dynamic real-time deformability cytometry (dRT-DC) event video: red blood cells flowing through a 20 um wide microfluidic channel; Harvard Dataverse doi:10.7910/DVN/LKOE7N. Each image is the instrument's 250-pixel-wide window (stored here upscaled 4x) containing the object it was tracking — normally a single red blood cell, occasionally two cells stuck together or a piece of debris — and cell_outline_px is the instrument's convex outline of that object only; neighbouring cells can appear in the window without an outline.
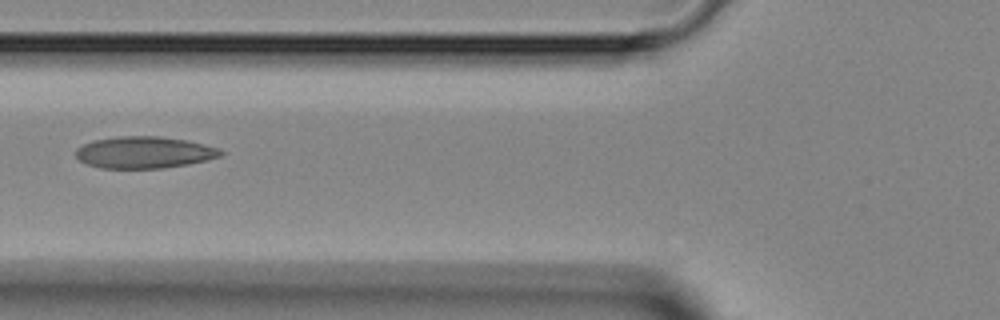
{"species": "Egyptian fruit bat (a non-hibernating species)", "species_latin": "Rousettus aegyptiacus", "temperature_condition": "room temperature", "stored_images_in_passage": 5, "camera_frame_rate_fps": 3000, "um_per_image_px": 0.085, "animal": {"sex": "female"}, "frame": {"image": 1, "passage_image": 4, "time_ms": 4.333, "image_size_px": [1000, 320], "cell_outline_px": [[224, 152], [220, 156], [188, 164], [160, 168], [100, 168], [88, 164], [80, 160], [76, 156], [76, 148], [92, 140], [116, 136], [160, 136], [188, 140], [220, 148]], "centroid_in_image_um": [12.25, 12.94], "position_along_channel_um": 113.5, "area_um2": 26.82}}
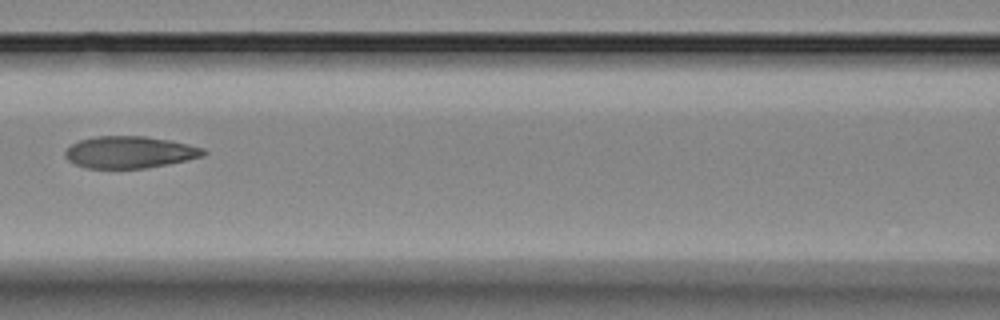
{"frame": {"image": 2, "passage_image": 5, "time_ms": 5.333, "image_size_px": [1000, 320], "cell_outline_px": [[208, 152], [204, 156], [168, 164], [144, 168], [88, 168], [76, 164], [68, 160], [64, 156], [64, 152], [72, 144], [80, 140], [96, 136], [144, 136], [172, 140], [204, 148]], "centroid_in_image_um": [11.05, 12.93], "position_along_channel_um": 155.6, "area_um2": 25.72}}